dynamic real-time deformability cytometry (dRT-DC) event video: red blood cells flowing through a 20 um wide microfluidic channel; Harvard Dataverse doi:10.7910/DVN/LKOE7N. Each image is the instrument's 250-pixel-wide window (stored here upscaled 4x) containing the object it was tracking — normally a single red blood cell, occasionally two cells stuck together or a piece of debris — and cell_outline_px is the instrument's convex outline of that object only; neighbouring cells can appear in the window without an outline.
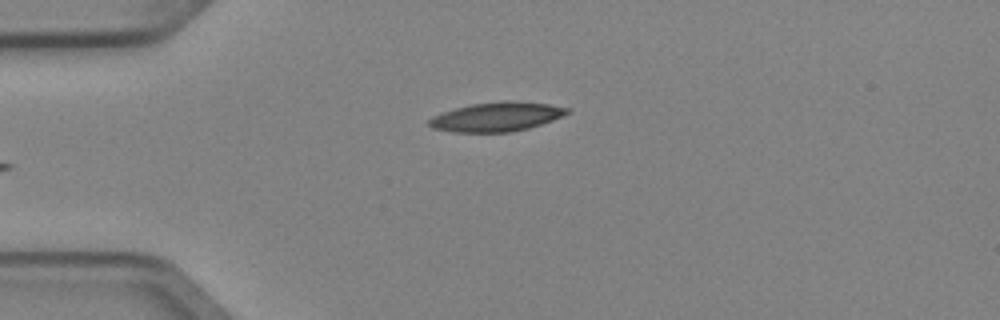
{"species": "Egyptian fruit bat (a non-hibernating species)", "species_latin": "Rousettus aegyptiacus", "temperature_condition": "cold", "stored_images_in_passage": 4, "camera_frame_rate_fps": 3000, "um_per_image_px": 0.085, "animal": {"sex": "female"}, "frame": {"image": 1, "passage_image": 4, "time_ms": 1.0, "image_size_px": [1000, 320], "cell_outline_px": [[572, 112], [552, 120], [528, 128], [508, 132], [452, 132], [432, 128], [428, 124], [428, 120], [432, 116], [456, 108], [472, 104], [504, 100], [516, 100], [548, 104], [572, 108]], "centroid_in_image_um": [42.24, 9.91], "position_along_channel_um": 42.8, "area_um2": 23.58}}